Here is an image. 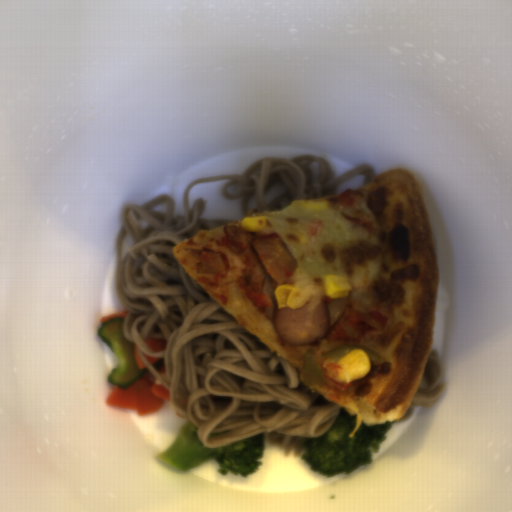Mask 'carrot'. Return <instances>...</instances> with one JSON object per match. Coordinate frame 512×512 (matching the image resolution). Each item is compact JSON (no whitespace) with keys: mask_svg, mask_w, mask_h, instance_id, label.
I'll use <instances>...</instances> for the list:
<instances>
[{"mask_svg":"<svg viewBox=\"0 0 512 512\" xmlns=\"http://www.w3.org/2000/svg\"><path fill=\"white\" fill-rule=\"evenodd\" d=\"M105 404L135 412L136 416L154 414L170 402V390L150 371L126 389L113 386Z\"/></svg>","mask_w":512,"mask_h":512,"instance_id":"obj_1","label":"carrot"},{"mask_svg":"<svg viewBox=\"0 0 512 512\" xmlns=\"http://www.w3.org/2000/svg\"><path fill=\"white\" fill-rule=\"evenodd\" d=\"M144 358L158 374L161 375L166 373L165 362L162 357H153L144 354Z\"/></svg>","mask_w":512,"mask_h":512,"instance_id":"obj_2","label":"carrot"},{"mask_svg":"<svg viewBox=\"0 0 512 512\" xmlns=\"http://www.w3.org/2000/svg\"><path fill=\"white\" fill-rule=\"evenodd\" d=\"M144 344L147 348L156 353L164 351L167 342L163 338H149Z\"/></svg>","mask_w":512,"mask_h":512,"instance_id":"obj_3","label":"carrot"},{"mask_svg":"<svg viewBox=\"0 0 512 512\" xmlns=\"http://www.w3.org/2000/svg\"><path fill=\"white\" fill-rule=\"evenodd\" d=\"M133 355H134V359H135V363H136V366H137V369H147V366L145 365L144 361L142 360L140 354H139V351H138V347H137V344L133 343Z\"/></svg>","mask_w":512,"mask_h":512,"instance_id":"obj_4","label":"carrot"},{"mask_svg":"<svg viewBox=\"0 0 512 512\" xmlns=\"http://www.w3.org/2000/svg\"><path fill=\"white\" fill-rule=\"evenodd\" d=\"M128 310H125L123 312H118V313H114V314H109L107 316H104L100 319V323L103 325L105 322H107L108 320L110 319H113V318H124L128 315Z\"/></svg>","mask_w":512,"mask_h":512,"instance_id":"obj_5","label":"carrot"}]
</instances>
